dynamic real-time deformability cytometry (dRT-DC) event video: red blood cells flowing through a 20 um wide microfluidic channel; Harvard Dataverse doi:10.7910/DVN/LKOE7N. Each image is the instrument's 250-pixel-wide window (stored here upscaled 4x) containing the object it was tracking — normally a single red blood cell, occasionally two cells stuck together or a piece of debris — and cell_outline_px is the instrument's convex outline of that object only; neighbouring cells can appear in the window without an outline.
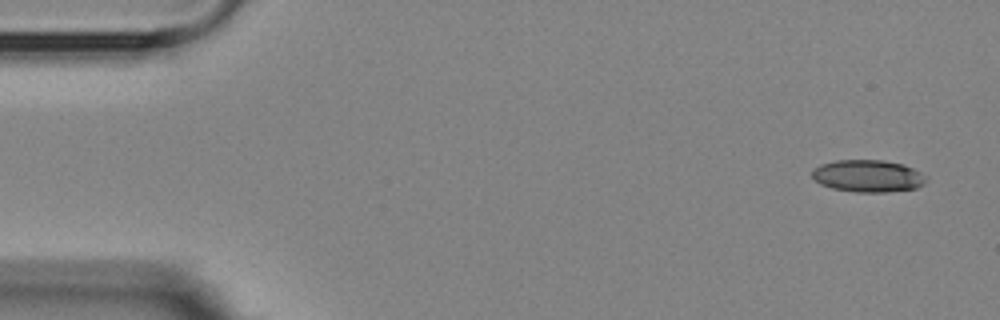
{"species": "Egyptian fruit bat (a non-hibernating species)", "species_latin": "Rousettus aegyptiacus", "temperature_condition": "room temperature", "stored_images_in_passage": 6, "camera_frame_rate_fps": 3000, "um_per_image_px": 0.085, "animal": {"sex": "female"}, "frame": {"image": 1, "passage_image": 1, "time_ms": 0.0, "image_size_px": [1000, 320], "cell_outline_px": [[928, 180], [924, 184], [916, 188], [888, 192], [856, 192], [832, 188], [820, 184], [812, 176], [812, 172], [820, 164], [836, 160], [884, 160], [904, 164], [928, 176]], "centroid_in_image_um": [73.82, 14.96], "position_along_channel_um": 11.2, "area_um2": 21.5}}
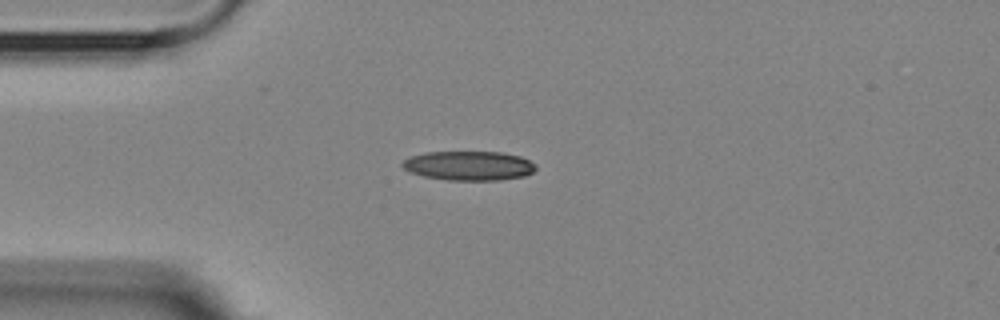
{"frame": {"image": 2, "passage_image": 4, "time_ms": 3.667, "image_size_px": [1000, 320], "cell_outline_px": [[536, 168], [532, 172], [524, 176], [500, 180], [448, 180], [424, 176], [412, 172], [404, 168], [400, 164], [404, 160], [412, 156], [424, 152], [500, 152], [520, 156], [536, 164]], "centroid_in_image_um": [39.87, 14.08], "position_along_channel_um": 45.1, "area_um2": 22.66}}
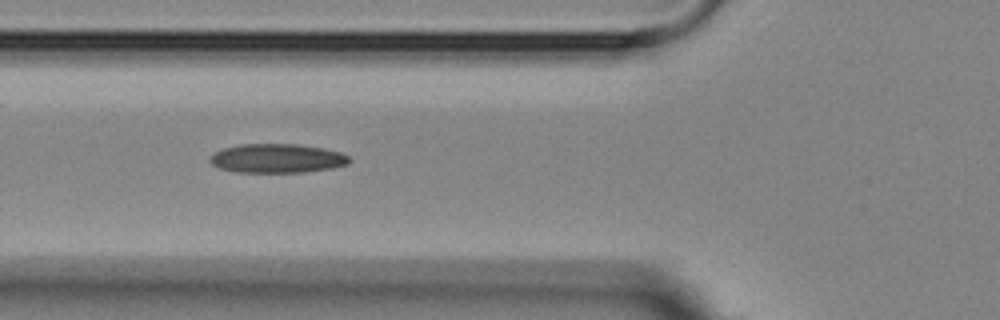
{"frame": {"image": 3, "passage_image": 6, "time_ms": 5.667, "image_size_px": [1000, 320], "cell_outline_px": [[352, 160], [348, 164], [332, 168], [304, 172], [236, 172], [220, 168], [212, 164], [208, 160], [208, 156], [212, 152], [224, 148], [240, 144], [296, 144], [324, 148], [340, 152], [348, 156]], "centroid_in_image_um": [23.53, 13.46], "position_along_channel_um": 102.3, "area_um2": 23.76}}